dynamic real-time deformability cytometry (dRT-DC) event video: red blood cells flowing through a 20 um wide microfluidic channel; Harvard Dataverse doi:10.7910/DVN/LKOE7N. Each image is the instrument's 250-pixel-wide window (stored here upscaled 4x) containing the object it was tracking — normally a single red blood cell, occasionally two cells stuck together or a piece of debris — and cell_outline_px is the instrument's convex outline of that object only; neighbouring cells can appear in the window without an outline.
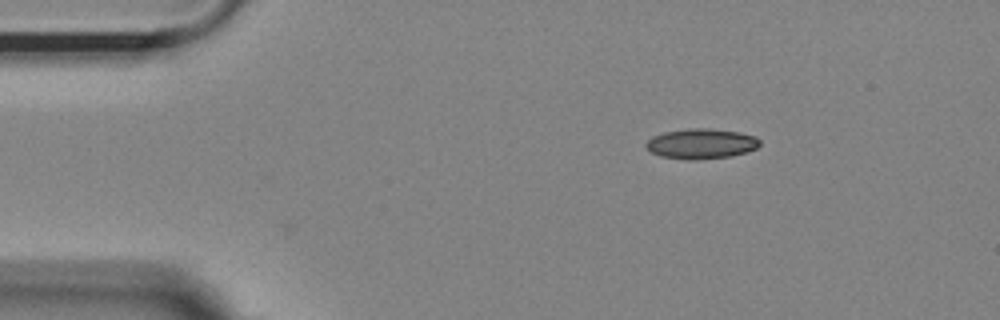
{"species": "Egyptian fruit bat (a non-hibernating species)", "species_latin": "Rousettus aegyptiacus", "temperature_condition": "room temperature", "stored_images_in_passage": 3, "camera_frame_rate_fps": 3000, "um_per_image_px": 0.085, "animal": {"sex": "female"}, "frame": {"image": 1, "passage_image": 3, "time_ms": 0.667, "image_size_px": [1000, 320], "cell_outline_px": [[760, 144], [756, 148], [732, 156], [696, 160], [688, 160], [660, 156], [652, 152], [644, 144], [652, 136], [664, 132], [688, 128], [708, 128], [740, 132], [756, 136], [760, 140]], "centroid_in_image_um": [59.6, 12.21], "position_along_channel_um": 25.4, "area_um2": 20.06}}